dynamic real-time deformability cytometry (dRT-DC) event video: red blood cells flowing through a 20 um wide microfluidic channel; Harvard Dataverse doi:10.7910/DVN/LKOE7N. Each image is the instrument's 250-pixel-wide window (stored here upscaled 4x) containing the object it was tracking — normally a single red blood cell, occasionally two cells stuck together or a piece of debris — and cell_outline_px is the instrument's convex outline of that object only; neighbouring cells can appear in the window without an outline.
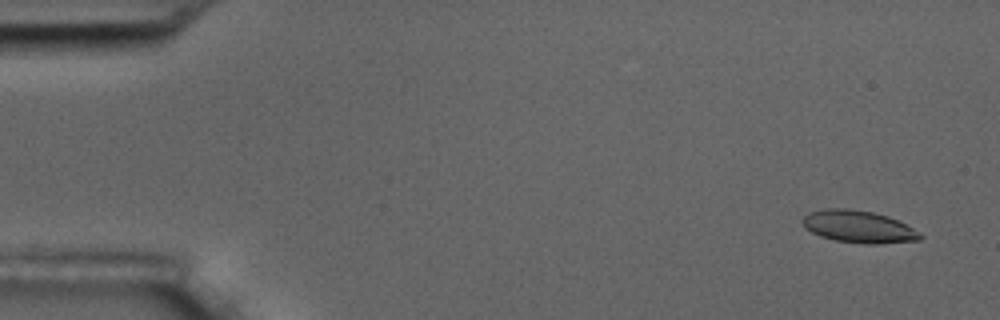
{"species": "common noctule bat (a hibernating species)", "species_latin": "Nyctalus noctula", "temperature_condition": "room temperature", "stored_images_in_passage": 3, "camera_frame_rate_fps": 3000, "um_per_image_px": 0.085, "animal": {"sex": "male", "body_mass_g": 17.5, "forearm_length_mm": 52.3}, "frame": {"image": 1, "passage_image": 1, "time_ms": 0.0, "image_size_px": [1000, 320], "cell_outline_px": [[924, 236], [920, 240], [880, 244], [868, 244], [836, 240], [820, 236], [804, 228], [804, 216], [808, 212], [824, 208], [848, 208], [872, 212], [888, 216], [920, 232]], "centroid_in_image_um": [72.98, 19.26], "position_along_channel_um": 12.0, "area_um2": 22.02}}